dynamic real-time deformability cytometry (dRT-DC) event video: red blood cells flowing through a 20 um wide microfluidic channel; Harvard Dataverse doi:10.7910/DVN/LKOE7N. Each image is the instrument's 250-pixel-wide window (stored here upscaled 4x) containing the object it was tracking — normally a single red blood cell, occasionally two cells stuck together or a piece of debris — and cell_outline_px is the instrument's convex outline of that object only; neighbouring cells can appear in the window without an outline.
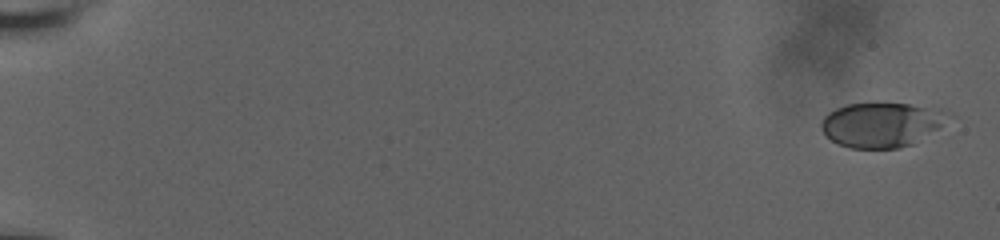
{"species": "human", "species_latin": "Homo sapiens", "temperature_condition": "room temperature", "stored_images_in_passage": 28, "camera_frame_rate_fps": 3000, "um_per_image_px": 0.085, "donor": {"sex": "male"}, "frame": {"image": 1, "passage_image": 1, "time_ms": 0.0, "image_size_px": [1000, 240], "cell_outline_px": [[956, 116], [912, 144], [900, 148], [848, 148], [832, 140], [820, 128], [820, 124], [824, 116], [828, 112], [836, 108], [848, 104], [908, 104], [940, 108]], "centroid_in_image_um": [74.97, 10.59], "position_along_channel_um": 10.0, "area_um2": 33.0}}
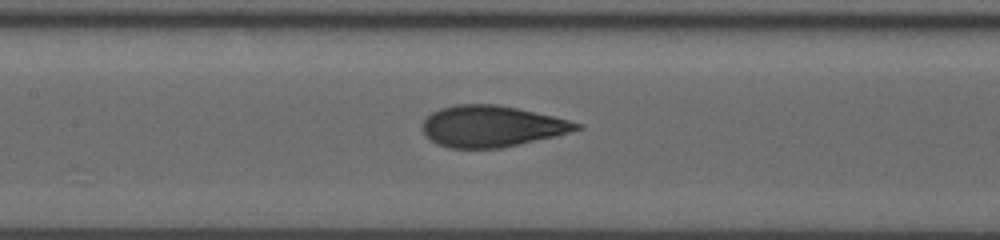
{"frame": {"image": 2, "passage_image": 20, "time_ms": 9.667, "image_size_px": [1000, 240], "cell_outline_px": [[584, 128], [556, 136], [500, 148], [448, 148], [436, 144], [424, 132], [424, 120], [432, 112], [440, 108], [456, 104], [496, 104], [516, 108], [552, 116], [584, 124]], "centroid_in_image_um": [41.82, 10.73], "position_along_channel_um": 165.6, "area_um2": 36.82}}
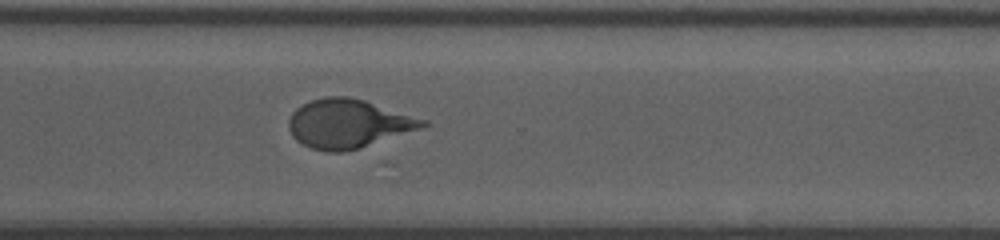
{"frame": {"image": 3, "passage_image": 28, "time_ms": 14.333, "image_size_px": [1000, 240], "cell_outline_px": [[432, 124], [360, 148], [344, 152], [328, 152], [312, 148], [296, 140], [292, 136], [288, 128], [288, 120], [292, 112], [296, 108], [312, 100], [324, 96], [348, 96], [364, 100], [428, 120]], "centroid_in_image_um": [29.59, 10.5], "position_along_channel_um": 341.0, "area_um2": 38.03}}